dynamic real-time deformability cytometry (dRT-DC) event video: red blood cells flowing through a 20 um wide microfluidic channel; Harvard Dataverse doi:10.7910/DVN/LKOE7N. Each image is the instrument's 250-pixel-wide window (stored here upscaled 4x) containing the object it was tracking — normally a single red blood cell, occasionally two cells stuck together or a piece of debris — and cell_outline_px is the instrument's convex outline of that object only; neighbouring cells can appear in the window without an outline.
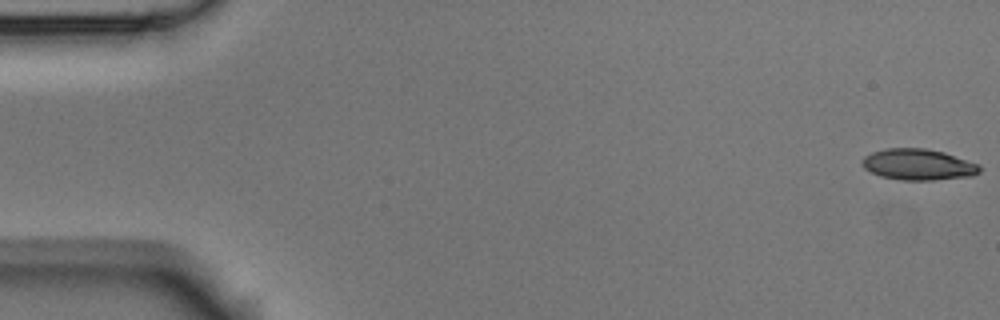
{"species": "Egyptian fruit bat (a non-hibernating species)", "species_latin": "Rousettus aegyptiacus", "temperature_condition": "room temperature", "stored_images_in_passage": 11, "camera_frame_rate_fps": 3000, "um_per_image_px": 0.085, "animal": {"sex": "male"}, "frame": {"image": 1, "passage_image": 1, "time_ms": 0.0, "image_size_px": [1000, 320], "cell_outline_px": [[984, 168], [980, 172], [972, 176], [932, 180], [900, 180], [880, 176], [864, 168], [860, 160], [864, 156], [872, 152], [884, 148], [924, 148], [944, 152], [980, 164]], "centroid_in_image_um": [78.07, 13.98], "position_along_channel_um": 6.9, "area_um2": 21.56}}
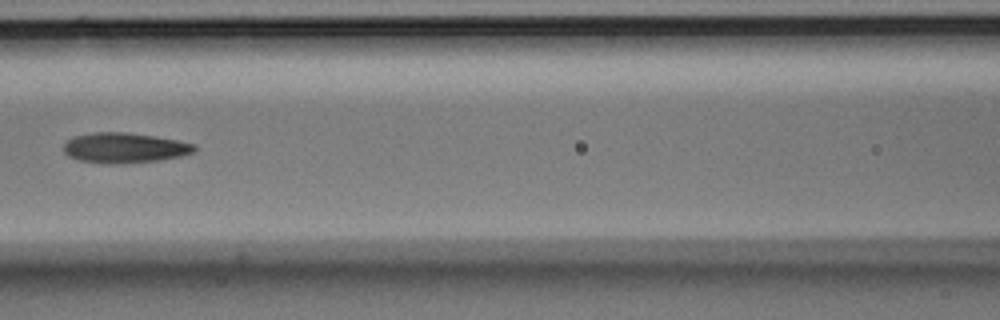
{"frame": {"image": 2, "passage_image": 7, "time_ms": 8.0, "image_size_px": [1000, 320], "cell_outline_px": [[196, 148], [192, 152], [180, 156], [156, 160], [116, 164], [108, 164], [80, 160], [68, 156], [64, 152], [64, 144], [72, 136], [96, 132], [124, 132], [152, 136], [176, 140], [196, 144]], "centroid_in_image_um": [10.54, 12.56], "position_along_channel_um": 156.1, "area_um2": 22.72}}
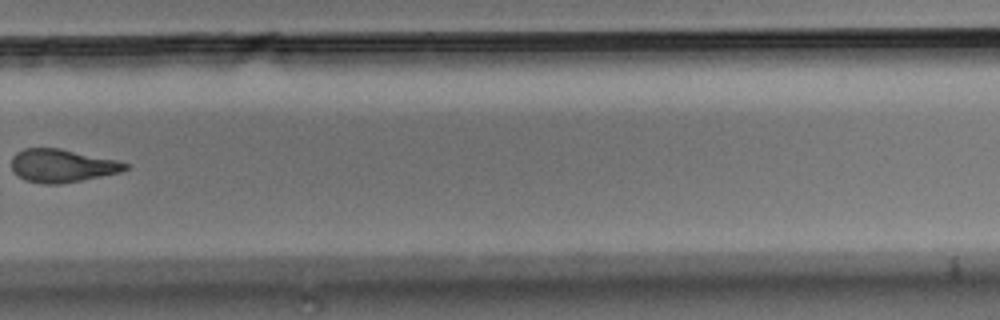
{"frame": {"image": 3, "passage_image": 11, "time_ms": 12.667, "image_size_px": [1000, 320], "cell_outline_px": [[128, 168], [120, 172], [60, 184], [44, 184], [24, 180], [12, 172], [12, 156], [16, 152], [24, 148], [60, 148], [120, 160], [128, 164]], "centroid_in_image_um": [5.26, 14.07], "position_along_channel_um": 324.5, "area_um2": 22.08}}